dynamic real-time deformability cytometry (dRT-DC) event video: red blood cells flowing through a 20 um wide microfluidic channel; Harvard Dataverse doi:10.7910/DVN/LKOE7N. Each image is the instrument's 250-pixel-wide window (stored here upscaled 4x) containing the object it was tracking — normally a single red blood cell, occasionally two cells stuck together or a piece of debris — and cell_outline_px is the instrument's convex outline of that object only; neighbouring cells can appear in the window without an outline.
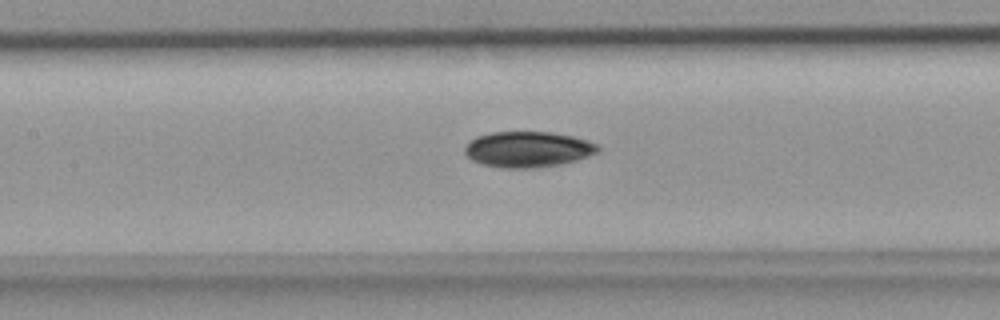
{"species": "common noctule bat (a hibernating species)", "species_latin": "Nyctalus noctula", "temperature_condition": "room temperature", "stored_images_in_passage": 27, "camera_frame_rate_fps": 3000, "um_per_image_px": 0.085, "animal": {"sex": "female", "body_mass_g": 18.4}, "frame": {"image": 1, "passage_image": 7, "time_ms": 2.0, "image_size_px": [1000, 320], "cell_outline_px": [[600, 152], [564, 164], [532, 168], [504, 168], [480, 164], [472, 160], [464, 152], [464, 148], [476, 136], [492, 132], [552, 132], [572, 136], [588, 140], [600, 144]], "centroid_in_image_um": [44.91, 12.69], "position_along_channel_um": 162.5, "area_um2": 27.98}}
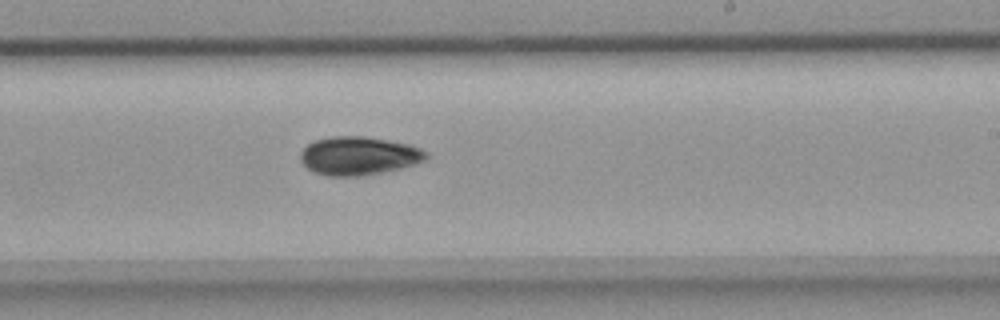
{"frame": {"image": 2, "passage_image": 13, "time_ms": 4.0, "image_size_px": [1000, 320], "cell_outline_px": [[428, 156], [424, 160], [400, 168], [360, 176], [328, 176], [312, 172], [300, 160], [300, 152], [308, 144], [316, 140], [332, 136], [364, 136], [388, 140], [408, 144], [420, 148], [428, 152]], "centroid_in_image_um": [30.46, 13.24], "position_along_channel_um": 258.5, "area_um2": 27.98}}
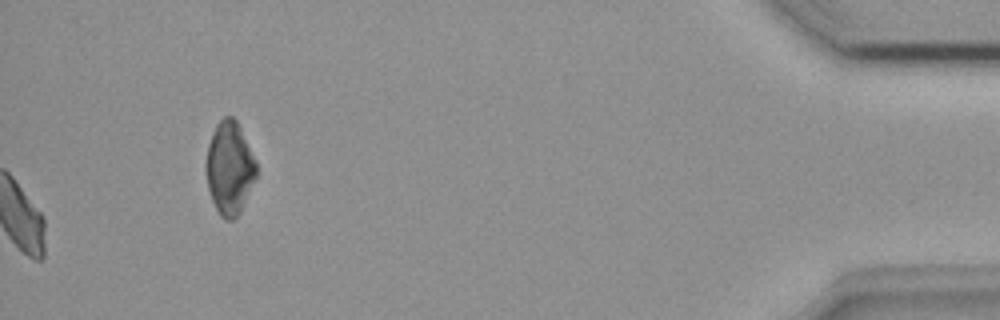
{"frame": {"image": 3, "passage_image": 27, "time_ms": 8.667, "image_size_px": [1000, 320], "cell_outline_px": [[256, 176], [240, 212], [232, 220], [224, 220], [220, 216], [212, 200], [208, 188], [204, 168], [204, 164], [208, 144], [216, 124], [224, 116], [232, 116], [236, 120], [256, 160]], "centroid_in_image_um": [19.48, 14.28], "position_along_channel_um": 415.7, "area_um2": 27.22}}